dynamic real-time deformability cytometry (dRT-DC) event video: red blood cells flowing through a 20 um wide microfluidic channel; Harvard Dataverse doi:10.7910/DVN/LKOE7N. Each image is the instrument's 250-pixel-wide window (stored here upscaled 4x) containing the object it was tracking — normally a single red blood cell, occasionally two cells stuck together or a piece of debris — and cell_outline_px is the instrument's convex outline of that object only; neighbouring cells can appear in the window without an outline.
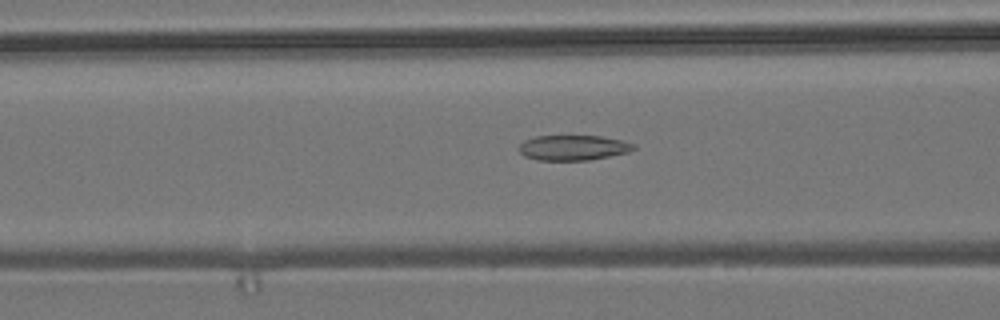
{"species": "common noctule bat (a hibernating species)", "species_latin": "Nyctalus noctula", "temperature_condition": "room temperature", "stored_images_in_passage": 42, "camera_frame_rate_fps": 3000, "um_per_image_px": 0.085, "animal": {"sex": "male", "body_mass_g": 19.2, "forearm_length_mm": 51.8}, "frame": {"image": 1, "passage_image": 8, "time_ms": 2.333, "image_size_px": [1000, 320], "cell_outline_px": [[636, 148], [628, 152], [588, 160], [536, 160], [524, 156], [520, 152], [520, 144], [524, 140], [536, 136], [600, 136], [624, 140], [636, 144]], "centroid_in_image_um": [48.74, 12.55], "position_along_channel_um": 117.9, "area_um2": 16.82}}
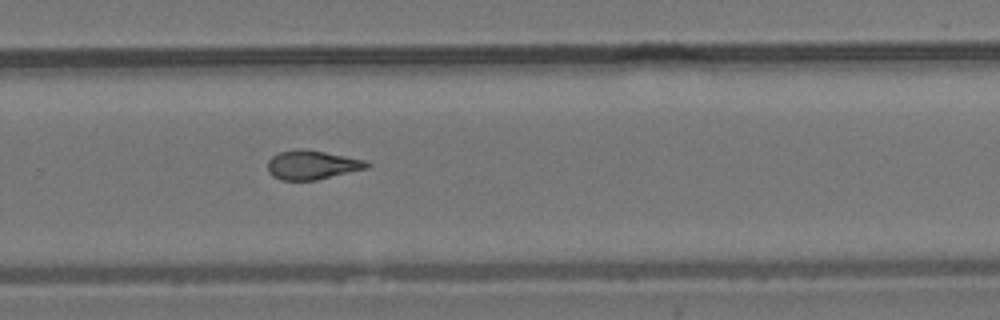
{"frame": {"image": 2, "passage_image": 23, "time_ms": 7.333, "image_size_px": [1000, 320], "cell_outline_px": [[372, 164], [368, 168], [316, 180], [280, 180], [272, 176], [268, 172], [268, 160], [276, 152], [296, 148], [304, 148], [368, 160]], "centroid_in_image_um": [26.52, 14.0], "position_along_channel_um": 303.3, "area_um2": 17.17}}
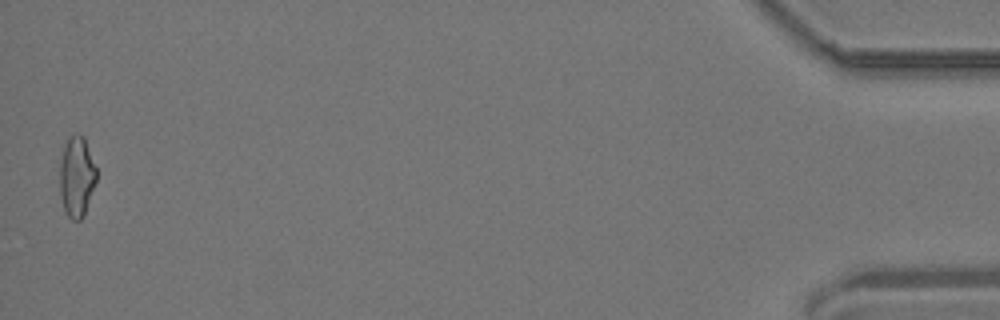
{"frame": {"image": 3, "passage_image": 41, "time_ms": 13.333, "image_size_px": [1000, 320], "cell_outline_px": [[96, 180], [84, 216], [80, 220], [72, 220], [64, 212], [60, 196], [60, 160], [64, 144], [68, 136], [76, 132], [84, 136], [96, 168]], "centroid_in_image_um": [6.5, 14.99], "position_along_channel_um": 428.7, "area_um2": 17.46}, "authors_computed_cell_mechanics": {"area_um2": 16.9065, "velocity_mm_per_s": 3.7102, "shape_relaxation_time_tau1_ms": null, "shape_relaxation_time_tau2_ms": 2.319, "deformation_change_tau1": null, "deformation_change_tau2": 0.0968}}